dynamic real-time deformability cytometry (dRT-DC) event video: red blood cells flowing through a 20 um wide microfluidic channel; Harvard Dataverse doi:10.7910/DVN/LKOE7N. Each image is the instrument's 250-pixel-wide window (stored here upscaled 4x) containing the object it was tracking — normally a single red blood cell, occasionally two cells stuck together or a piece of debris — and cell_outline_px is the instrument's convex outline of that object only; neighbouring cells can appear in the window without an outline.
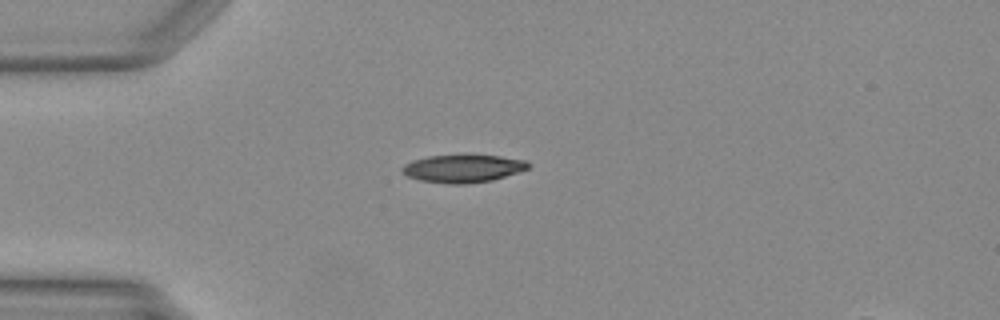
{"species": "Egyptian fruit bat (a non-hibernating species)", "species_latin": "Rousettus aegyptiacus", "temperature_condition": "warm", "stored_images_in_passage": 32, "camera_frame_rate_fps": 3000, "um_per_image_px": 0.085, "animal": {"sex": "female"}, "frame": {"image": 1, "passage_image": 1, "time_ms": 0.0, "image_size_px": [1000, 320], "cell_outline_px": [[528, 168], [492, 180], [464, 184], [448, 184], [420, 180], [408, 176], [400, 172], [400, 168], [404, 164], [412, 160], [428, 156], [500, 156], [528, 160]], "centroid_in_image_um": [39.29, 14.33], "position_along_channel_um": 45.7, "area_um2": 20.11}}
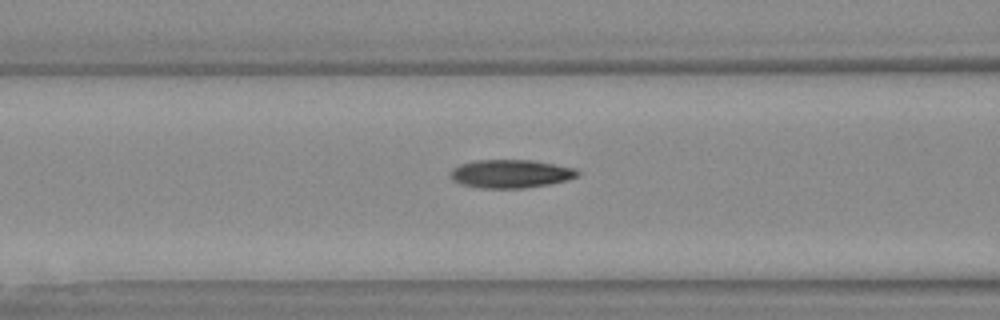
{"frame": {"image": 2, "passage_image": 8, "time_ms": 2.333, "image_size_px": [1000, 320], "cell_outline_px": [[580, 176], [568, 180], [548, 184], [524, 188], [480, 188], [460, 184], [452, 180], [448, 176], [448, 172], [452, 168], [460, 164], [476, 160], [532, 160], [576, 168], [580, 172]], "centroid_in_image_um": [43.38, 14.77], "position_along_channel_um": 123.2, "area_um2": 21.27}}
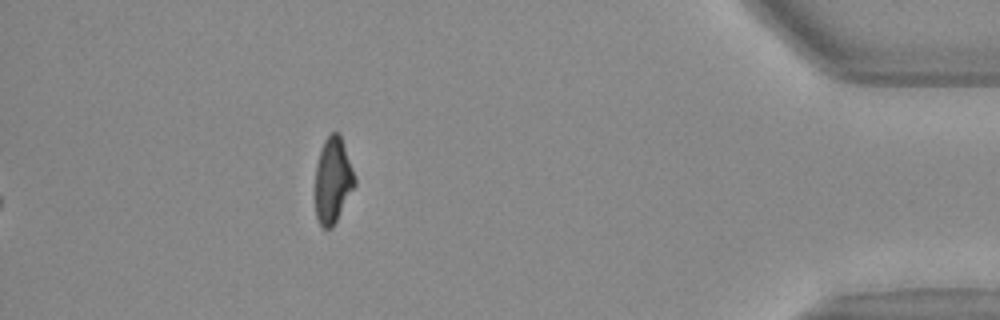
{"frame": {"image": 3, "passage_image": 32, "time_ms": 10.333, "image_size_px": [1000, 320], "cell_outline_px": [[356, 184], [332, 228], [324, 228], [320, 224], [316, 216], [316, 164], [324, 140], [332, 132], [336, 132], [340, 136], [356, 176]], "centroid_in_image_um": [28.3, 15.33], "position_along_channel_um": 406.9, "area_um2": 19.42}}